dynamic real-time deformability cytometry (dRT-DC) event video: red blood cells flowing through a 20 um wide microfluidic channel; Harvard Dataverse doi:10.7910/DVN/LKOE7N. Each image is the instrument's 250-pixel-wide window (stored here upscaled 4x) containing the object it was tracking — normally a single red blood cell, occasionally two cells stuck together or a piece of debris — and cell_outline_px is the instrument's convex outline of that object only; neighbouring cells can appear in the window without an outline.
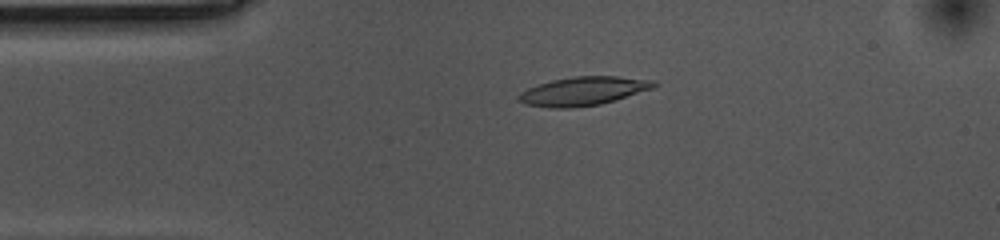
{"species": "common noctule bat (a hibernating species)", "species_latin": "Nyctalus noctula", "temperature_condition": "cold", "stored_images_in_passage": 51, "camera_frame_rate_fps": 3000, "um_per_image_px": 0.085, "animal": {"sex": "female", "body_mass_g": 10.0, "forearm_length_mm": 53.1}, "frame": {"image": 1, "passage_image": 7, "time_ms": 2.0, "image_size_px": [1000, 240], "cell_outline_px": [[656, 88], [616, 100], [600, 104], [568, 108], [552, 108], [524, 104], [516, 100], [516, 96], [520, 92], [528, 88], [552, 80], [572, 76], [616, 76], [656, 80]], "centroid_in_image_um": [49.59, 7.74], "position_along_channel_um": 35.4, "area_um2": 22.83}}
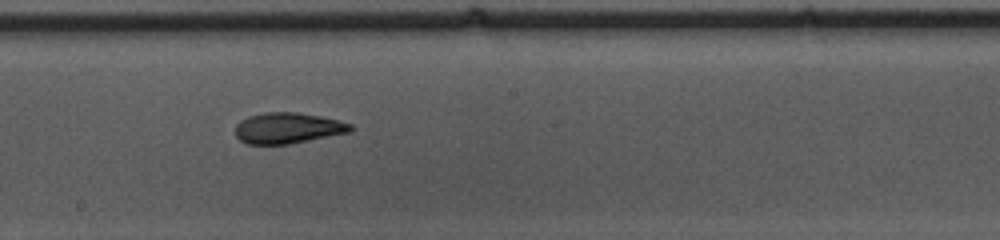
{"frame": {"image": 2, "passage_image": 25, "time_ms": 8.0, "image_size_px": [1000, 240], "cell_outline_px": [[356, 128], [352, 132], [288, 144], [248, 144], [240, 140], [236, 136], [236, 124], [240, 120], [248, 116], [264, 112], [296, 112], [320, 116], [340, 120], [352, 124]], "centroid_in_image_um": [24.5, 10.88], "position_along_channel_um": 223.7, "area_um2": 20.92}}
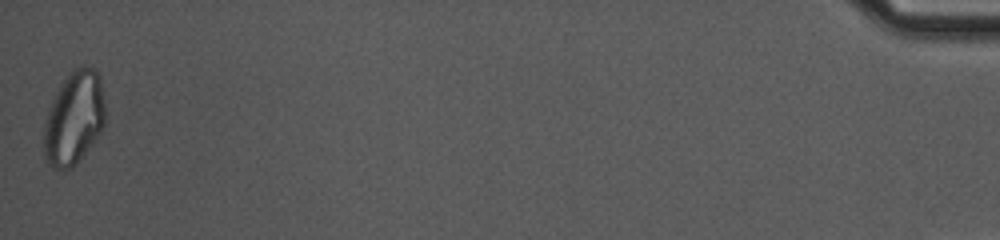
{"frame": {"image": 3, "passage_image": 51, "time_ms": 16.667, "image_size_px": [1000, 240], "cell_outline_px": [[104, 124], [100, 132], [72, 168], [52, 168], [48, 164], [44, 156], [44, 124], [52, 100], [60, 84], [80, 64], [84, 64], [96, 68], [100, 76], [104, 100]], "centroid_in_image_um": [6.29, 10.0], "position_along_channel_um": 428.9, "area_um2": 33.06}, "authors_computed_cell_mechanics": {"area_um2": 21.5594, "velocity_mm_per_s": 3.5423, "shape_relaxation_time_tau1_ms": 7.4106, "shape_relaxation_time_tau2_ms": 2.9865, "deformation_change_tau1": 0.2278, "deformation_change_tau2": 0.0973}}